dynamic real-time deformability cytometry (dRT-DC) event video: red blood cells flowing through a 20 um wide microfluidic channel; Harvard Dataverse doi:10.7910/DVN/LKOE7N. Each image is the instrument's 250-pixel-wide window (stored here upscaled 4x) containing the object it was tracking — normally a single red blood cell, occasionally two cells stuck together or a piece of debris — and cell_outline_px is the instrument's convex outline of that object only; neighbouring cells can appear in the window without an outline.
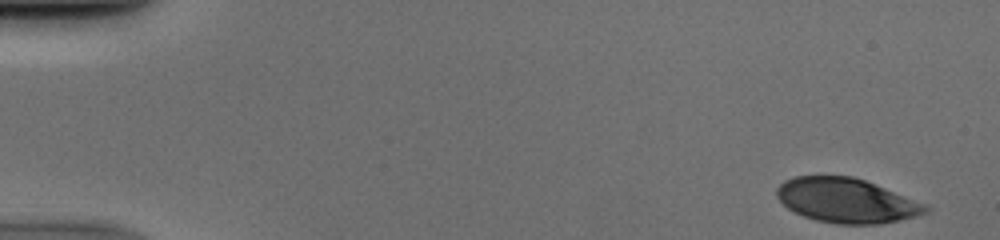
{"species": "human", "species_latin": "Homo sapiens", "temperature_condition": "cold", "stored_images_in_passage": 50, "camera_frame_rate_fps": 3000, "um_per_image_px": 0.085, "donor": {"sex": "male"}, "frame": {"image": 1, "passage_image": 1, "time_ms": 0.0, "image_size_px": [1000, 240], "cell_outline_px": [[928, 212], [916, 216], [900, 220], [880, 224], [836, 224], [816, 220], [804, 216], [788, 208], [776, 196], [776, 188], [784, 180], [792, 176], [852, 176], [864, 180], [924, 204], [928, 208]], "centroid_in_image_um": [71.89, 17.04], "position_along_channel_um": 13.1, "area_um2": 38.21}}
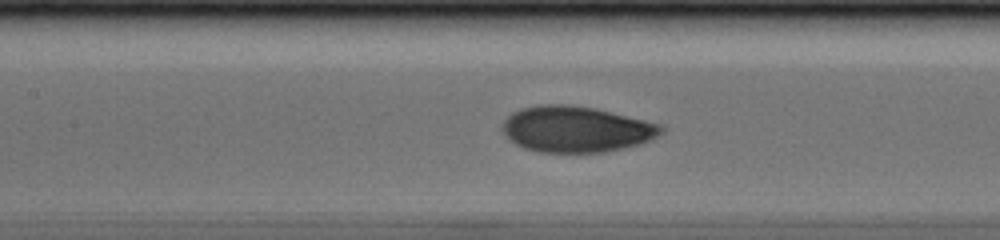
{"frame": {"image": 2, "passage_image": 23, "time_ms": 7.333, "image_size_px": [1000, 240], "cell_outline_px": [[664, 132], [652, 140], [640, 144], [624, 148], [604, 152], [536, 152], [524, 148], [508, 140], [504, 136], [500, 128], [500, 124], [512, 112], [520, 108], [540, 104], [568, 104], [592, 108], [644, 120], [660, 124], [664, 128]], "centroid_in_image_um": [48.92, 10.99], "position_along_channel_um": 158.5, "area_um2": 42.89}}
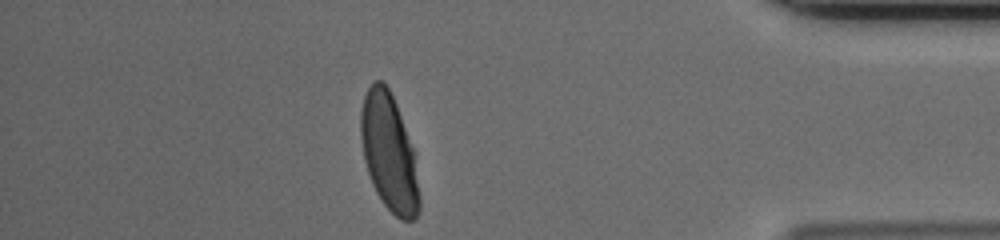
{"frame": {"image": 3, "passage_image": 44, "time_ms": 14.333, "image_size_px": [1000, 240], "cell_outline_px": [[420, 208], [416, 216], [412, 220], [400, 220], [384, 204], [376, 192], [372, 184], [364, 160], [360, 136], [360, 112], [364, 96], [368, 88], [376, 80], [380, 80], [388, 88], [396, 104], [416, 152], [420, 196]], "centroid_in_image_um": [33.09, 12.99], "position_along_channel_um": 402.1, "area_um2": 40.34}}